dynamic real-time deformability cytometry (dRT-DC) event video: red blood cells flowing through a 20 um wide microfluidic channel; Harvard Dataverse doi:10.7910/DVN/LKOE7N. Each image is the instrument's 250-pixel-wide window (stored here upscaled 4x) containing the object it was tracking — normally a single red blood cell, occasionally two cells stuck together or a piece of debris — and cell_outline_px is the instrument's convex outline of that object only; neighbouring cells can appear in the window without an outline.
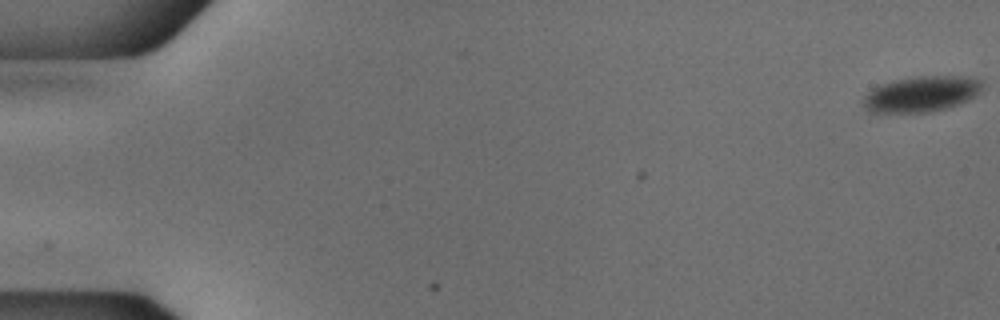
{"species": "common noctule bat (a hibernating species)", "species_latin": "Nyctalus noctula", "temperature_condition": "cold", "stored_images_in_passage": 55, "camera_frame_rate_fps": 3000, "um_per_image_px": 0.085, "animal": {"sex": "male", "body_mass_g": 18.8}, "frame": {"image": 1, "passage_image": 1, "time_ms": 0.0, "image_size_px": [1000, 320], "cell_outline_px": [[984, 84], [980, 92], [968, 100], [960, 104], [928, 112], [868, 112], [864, 108], [864, 96], [872, 88], [880, 84], [896, 80], [920, 76], [976, 76], [984, 80]], "centroid_in_image_um": [78.38, 7.97], "position_along_channel_um": 6.6, "area_um2": 24.91}}
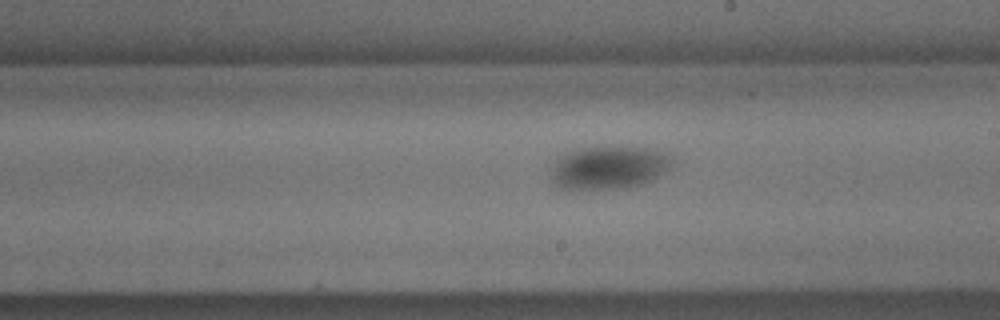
{"frame": {"image": 2, "passage_image": 32, "time_ms": 10.333, "image_size_px": [1000, 320], "cell_outline_px": [[676, 164], [668, 172], [652, 180], [628, 188], [568, 192], [556, 188], [552, 180], [552, 172], [556, 156], [580, 148], [636, 144], [668, 152], [676, 160]], "centroid_in_image_um": [51.82, 14.24], "position_along_channel_um": 237.2, "area_um2": 32.71}}
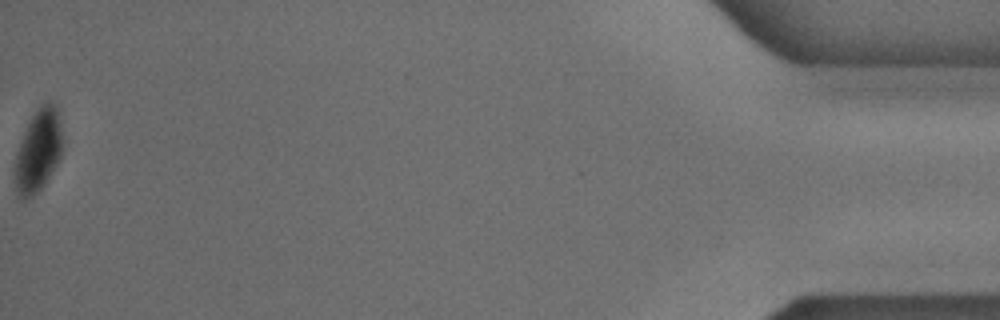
{"frame": {"image": 3, "passage_image": 55, "time_ms": 18.0, "image_size_px": [1000, 320], "cell_outline_px": [[60, 156], [56, 164], [40, 188], [32, 196], [24, 200], [20, 200], [16, 196], [12, 176], [12, 172], [16, 152], [24, 132], [36, 108], [40, 104], [52, 100], [56, 104], [60, 116]], "centroid_in_image_um": [3.17, 12.82], "position_along_channel_um": 432.0, "area_um2": 23.06}, "authors_computed_cell_mechanics": {"area_um2": 28.2642, "velocity_mm_per_s": 3.7418, "shape_relaxation_time_tau1_ms": 5.9019, "shape_relaxation_time_tau2_ms": null, "deformation_change_tau1": 0.0536, "deformation_change_tau2": null}}